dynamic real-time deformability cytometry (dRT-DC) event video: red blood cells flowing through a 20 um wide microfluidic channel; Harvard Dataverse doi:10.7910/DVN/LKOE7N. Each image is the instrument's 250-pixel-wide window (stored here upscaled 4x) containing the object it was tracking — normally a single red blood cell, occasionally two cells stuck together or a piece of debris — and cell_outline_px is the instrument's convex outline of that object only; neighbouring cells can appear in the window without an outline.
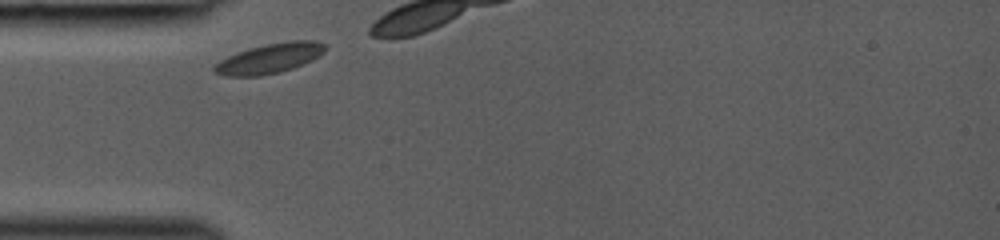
{"species": "common noctule bat (a hibernating species)", "species_latin": "Nyctalus noctula", "temperature_condition": "room temperature", "stored_images_in_passage": 4, "camera_frame_rate_fps": 3000, "um_per_image_px": 0.085, "animal": {"sex": "female", "body_mass_g": 19.0, "forearm_length_mm": 53.3}, "frame": {"image": 1, "passage_image": 1, "time_ms": 0.0, "image_size_px": [1000, 240], "cell_outline_px": [[328, 48], [324, 52], [312, 60], [304, 64], [280, 72], [260, 76], [228, 76], [212, 72], [212, 68], [220, 60], [236, 52], [248, 48], [264, 44], [292, 40], [316, 40], [324, 44]], "centroid_in_image_um": [22.92, 4.95], "position_along_channel_um": 62.1, "area_um2": 19.48}}